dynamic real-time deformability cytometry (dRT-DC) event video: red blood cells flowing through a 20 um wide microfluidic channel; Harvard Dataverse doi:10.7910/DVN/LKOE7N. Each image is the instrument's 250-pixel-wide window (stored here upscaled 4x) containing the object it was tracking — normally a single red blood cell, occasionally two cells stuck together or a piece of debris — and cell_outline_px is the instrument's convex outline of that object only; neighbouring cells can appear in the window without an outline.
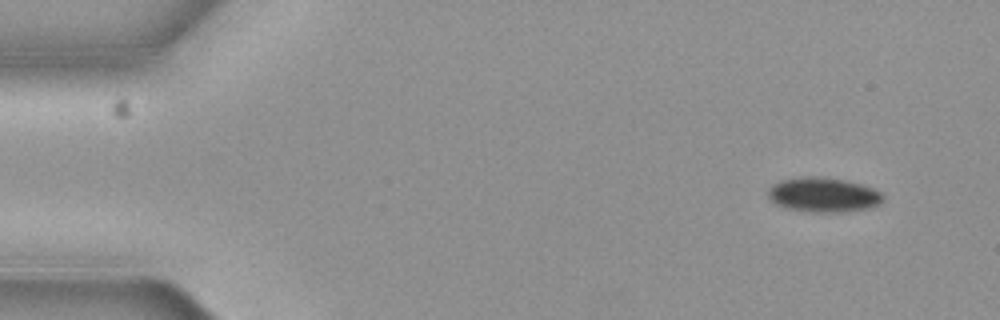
{"species": "common noctule bat (a hibernating species)", "species_latin": "Nyctalus noctula", "temperature_condition": "cold", "stored_images_in_passage": 7, "camera_frame_rate_fps": 3000, "um_per_image_px": 0.085, "animal": {"sex": "female", "body_mass_g": 19.3, "forearm_length_mm": 54.1}, "frame": {"image": 1, "passage_image": 1, "time_ms": 0.0, "image_size_px": [1000, 320], "cell_outline_px": [[884, 196], [876, 204], [864, 208], [840, 212], [808, 212], [788, 208], [776, 204], [768, 196], [768, 192], [772, 184], [780, 180], [804, 176], [824, 176], [844, 180], [860, 184], [872, 188], [880, 192]], "centroid_in_image_um": [69.92, 16.54], "position_along_channel_um": 15.1, "area_um2": 22.89}}
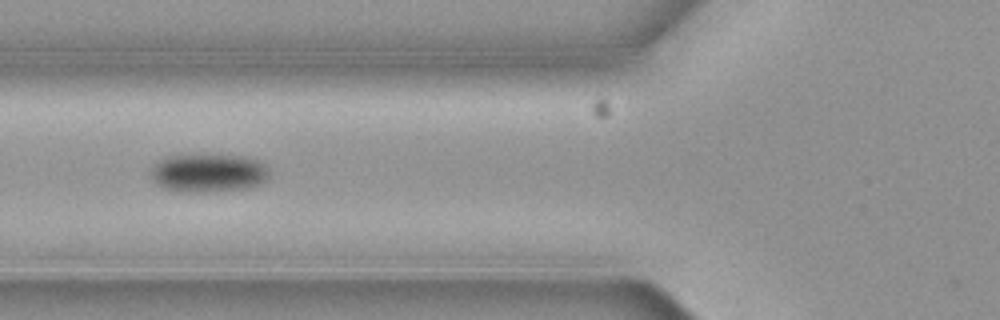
{"frame": {"image": 2, "passage_image": 6, "time_ms": 1.667, "image_size_px": [1000, 320], "cell_outline_px": [[268, 176], [260, 184], [248, 188], [200, 192], [176, 192], [164, 188], [152, 180], [152, 168], [160, 160], [168, 156], [240, 156], [256, 160], [264, 164], [268, 172]], "centroid_in_image_um": [17.69, 14.73], "position_along_channel_um": 108.1, "area_um2": 25.89}}
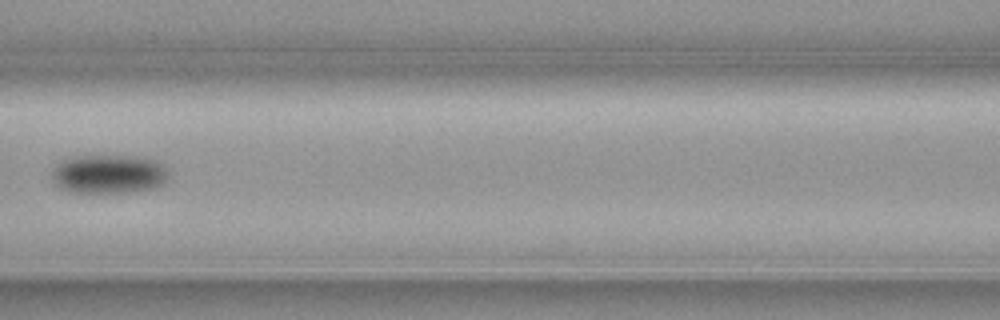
{"frame": {"image": 3, "passage_image": 7, "time_ms": 2.0, "image_size_px": [1000, 320], "cell_outline_px": [[168, 180], [164, 184], [156, 188], [136, 192], [68, 192], [60, 188], [52, 180], [52, 168], [56, 164], [64, 160], [76, 156], [92, 152], [144, 156], [156, 160], [164, 164], [168, 168]], "centroid_in_image_um": [9.29, 14.74], "position_along_channel_um": 157.3, "area_um2": 28.03}}